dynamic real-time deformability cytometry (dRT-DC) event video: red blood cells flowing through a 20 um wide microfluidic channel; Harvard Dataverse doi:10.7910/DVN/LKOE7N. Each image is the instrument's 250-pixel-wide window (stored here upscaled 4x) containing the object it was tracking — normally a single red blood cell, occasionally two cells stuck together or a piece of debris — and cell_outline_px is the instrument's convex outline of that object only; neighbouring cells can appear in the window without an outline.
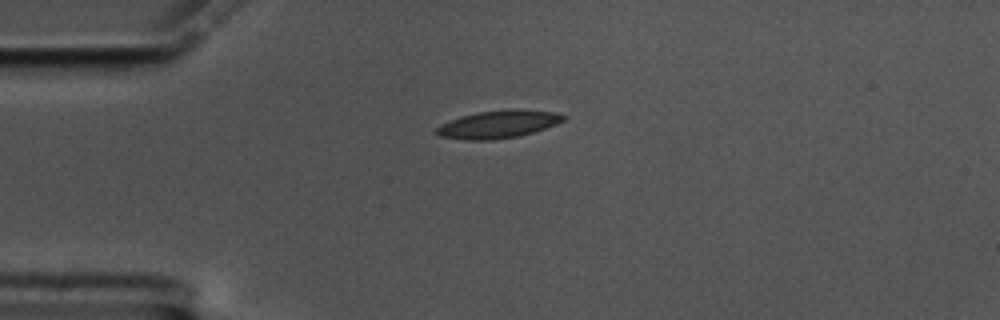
{"species": "common noctule bat (a hibernating species)", "species_latin": "Nyctalus noctula", "temperature_condition": "cold", "stored_images_in_passage": 44, "camera_frame_rate_fps": 3000, "um_per_image_px": 0.085, "animal": {"sex": "male", "body_mass_g": 17.5, "forearm_length_mm": 52.3}, "frame": {"image": 1, "passage_image": 1, "time_ms": 0.0, "image_size_px": [1000, 320], "cell_outline_px": [[568, 116], [564, 120], [556, 124], [532, 132], [516, 136], [492, 140], [464, 140], [440, 136], [436, 132], [436, 128], [440, 124], [460, 116], [480, 112], [512, 108], [516, 108], [556, 112]], "centroid_in_image_um": [42.36, 10.55], "position_along_channel_um": 42.6, "area_um2": 20.52}}
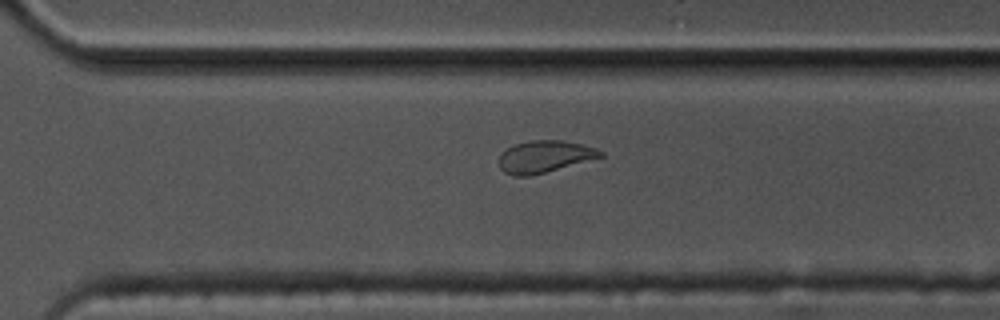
{"frame": {"image": 2, "passage_image": 27, "time_ms": 8.667, "image_size_px": [1000, 320], "cell_outline_px": [[604, 156], [544, 172], [528, 176], [512, 176], [504, 172], [500, 168], [500, 152], [516, 144], [528, 140], [560, 140], [580, 144], [596, 148], [604, 152]], "centroid_in_image_um": [46.26, 13.3], "position_along_channel_um": 324.3, "area_um2": 18.67}}
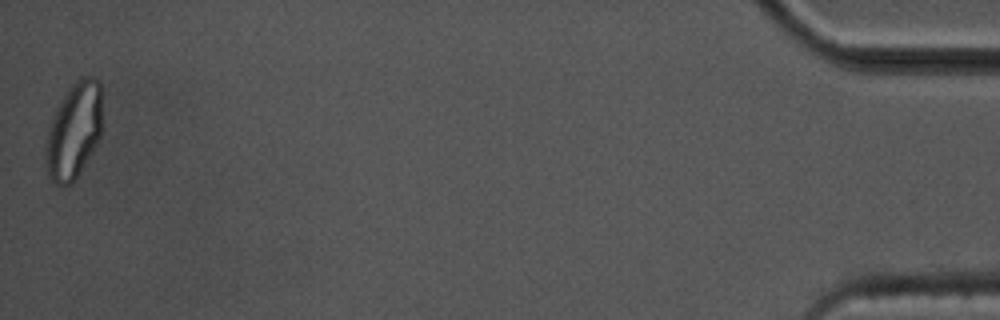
{"frame": {"image": 3, "passage_image": 44, "time_ms": 14.333, "image_size_px": [1000, 320], "cell_outline_px": [[100, 136], [96, 144], [72, 184], [64, 188], [60, 188], [48, 176], [44, 160], [44, 144], [56, 108], [68, 88], [76, 80], [84, 76], [92, 76], [100, 80]], "centroid_in_image_um": [6.23, 11.15], "position_along_channel_um": 429.0, "area_um2": 31.62}, "authors_computed_cell_mechanics": {"area_um2": 19.941, "velocity_mm_per_s": 3.5004, "shape_relaxation_time_tau1_ms": null, "shape_relaxation_time_tau2_ms": 2.1704, "deformation_change_tau1": null, "deformation_change_tau2": 0.0716}}